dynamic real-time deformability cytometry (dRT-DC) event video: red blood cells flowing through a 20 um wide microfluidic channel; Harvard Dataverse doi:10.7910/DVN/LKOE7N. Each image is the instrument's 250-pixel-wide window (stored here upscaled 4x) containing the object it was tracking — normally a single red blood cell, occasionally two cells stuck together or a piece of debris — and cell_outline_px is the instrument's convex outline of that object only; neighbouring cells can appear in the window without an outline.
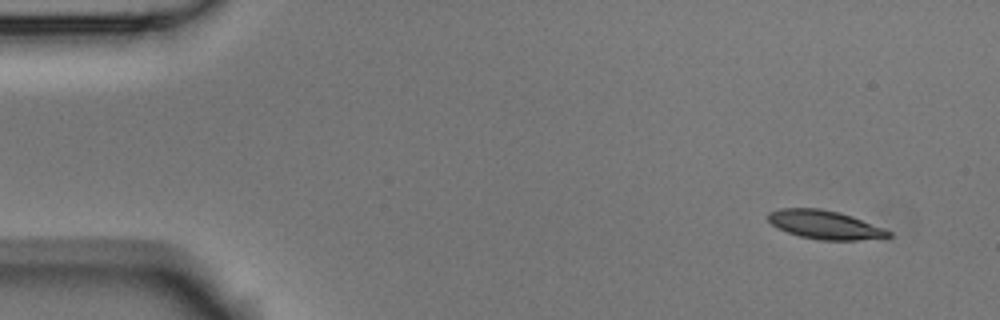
{"species": "Egyptian fruit bat (a non-hibernating species)", "species_latin": "Rousettus aegyptiacus", "temperature_condition": "room temperature", "stored_images_in_passage": 4, "camera_frame_rate_fps": 3000, "um_per_image_px": 0.085, "animal": {"sex": "male"}, "frame": {"image": 1, "passage_image": 1, "time_ms": 0.0, "image_size_px": [1000, 320], "cell_outline_px": [[892, 236], [860, 240], [820, 240], [800, 236], [788, 232], [772, 224], [768, 220], [768, 212], [780, 208], [820, 208], [840, 212], [852, 216], [884, 228], [892, 232]], "centroid_in_image_um": [70.13, 19.09], "position_along_channel_um": 14.9, "area_um2": 20.0}}
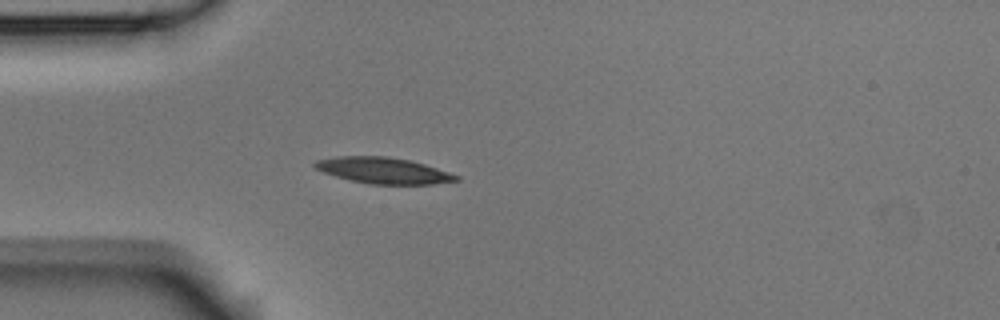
{"frame": {"image": 2, "passage_image": 4, "time_ms": 1.0, "image_size_px": [1000, 320], "cell_outline_px": [[460, 180], [432, 184], [368, 184], [336, 176], [324, 172], [316, 168], [312, 164], [316, 160], [336, 156], [388, 156], [412, 160], [460, 176]], "centroid_in_image_um": [32.59, 14.48], "position_along_channel_um": 52.4, "area_um2": 21.44}}